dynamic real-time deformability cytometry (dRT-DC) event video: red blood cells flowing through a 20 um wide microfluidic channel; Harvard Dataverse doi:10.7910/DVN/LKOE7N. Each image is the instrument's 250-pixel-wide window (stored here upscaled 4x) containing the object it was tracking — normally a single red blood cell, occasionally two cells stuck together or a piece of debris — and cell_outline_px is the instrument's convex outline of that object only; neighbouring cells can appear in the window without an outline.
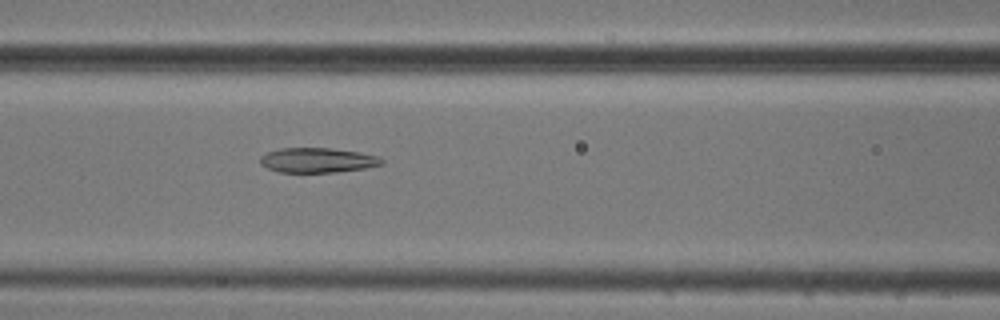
{"species": "common noctule bat (a hibernating species)", "species_latin": "Nyctalus noctula", "temperature_condition": "cold", "stored_images_in_passage": 38, "camera_frame_rate_fps": 3000, "um_per_image_px": 0.085, "animal": {"sex": "male", "body_mass_g": 20.5, "forearm_length_mm": 52.5}, "frame": {"image": 1, "passage_image": 7, "time_ms": 2.0, "image_size_px": [1000, 320], "cell_outline_px": [[384, 164], [364, 168], [336, 172], [280, 172], [268, 168], [260, 164], [260, 156], [268, 152], [280, 148], [328, 148], [360, 152], [380, 156], [384, 160]], "centroid_in_image_um": [27.01, 13.61], "position_along_channel_um": 139.6, "area_um2": 17.57}}
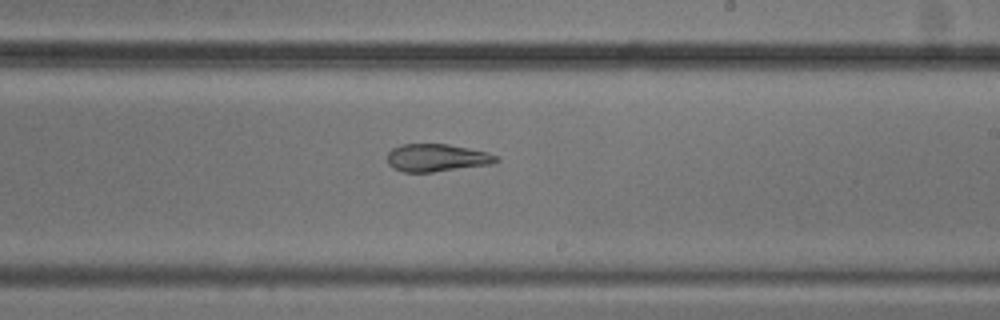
{"frame": {"image": 2, "passage_image": 16, "time_ms": 5.0, "image_size_px": [1000, 320], "cell_outline_px": [[500, 160], [492, 164], [432, 172], [404, 172], [392, 168], [388, 164], [388, 152], [392, 148], [400, 144], [448, 144], [488, 152], [500, 156]], "centroid_in_image_um": [37.14, 13.41], "position_along_channel_um": 251.9, "area_um2": 17.69}}
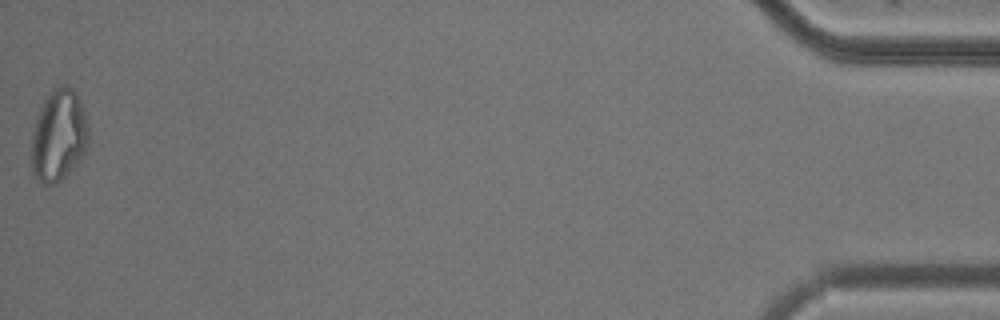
{"frame": {"image": 3, "passage_image": 38, "time_ms": 12.333, "image_size_px": [1000, 320], "cell_outline_px": [[88, 144], [84, 156], [56, 184], [44, 184], [32, 176], [32, 132], [40, 108], [44, 100], [52, 88], [60, 84], [64, 84], [72, 88], [76, 92], [84, 112], [88, 128]], "centroid_in_image_um": [4.98, 11.51], "position_along_channel_um": 430.2, "area_um2": 30.58}, "authors_computed_cell_mechanics": {"area_um2": 18.7272, "velocity_mm_per_s": 3.7439, "shape_relaxation_time_tau1_ms": null, "shape_relaxation_time_tau2_ms": 1.9543, "deformation_change_tau1": null, "deformation_change_tau2": 0.0823}}